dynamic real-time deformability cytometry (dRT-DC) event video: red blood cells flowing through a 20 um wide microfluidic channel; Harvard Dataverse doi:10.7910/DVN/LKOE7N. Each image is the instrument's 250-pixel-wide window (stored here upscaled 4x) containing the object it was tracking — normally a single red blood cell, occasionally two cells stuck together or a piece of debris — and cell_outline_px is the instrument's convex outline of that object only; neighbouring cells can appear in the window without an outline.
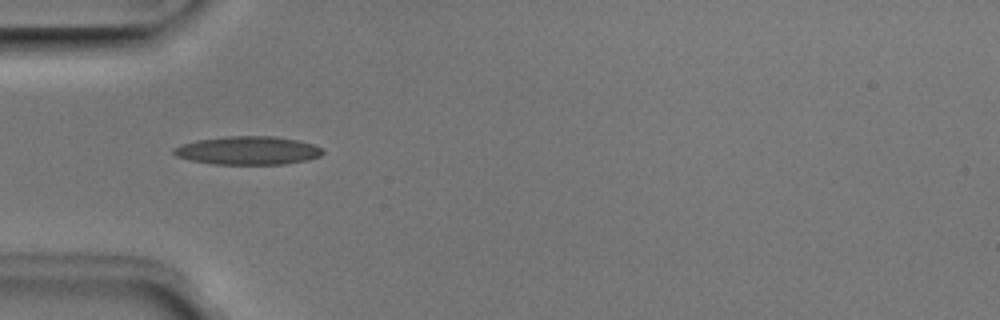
{"species": "Egyptian fruit bat (a non-hibernating species)", "species_latin": "Rousettus aegyptiacus", "temperature_condition": "room temperature", "stored_images_in_passage": 7, "camera_frame_rate_fps": 3000, "um_per_image_px": 0.085, "animal": {"sex": "male"}, "frame": {"image": 1, "passage_image": 4, "time_ms": 1.0, "image_size_px": [1000, 320], "cell_outline_px": [[324, 152], [320, 156], [308, 160], [284, 164], [212, 164], [192, 160], [176, 156], [172, 152], [172, 148], [196, 140], [224, 136], [276, 136], [296, 140], [312, 144], [320, 148]], "centroid_in_image_um": [21.06, 12.79], "position_along_channel_um": 63.9, "area_um2": 24.57}}
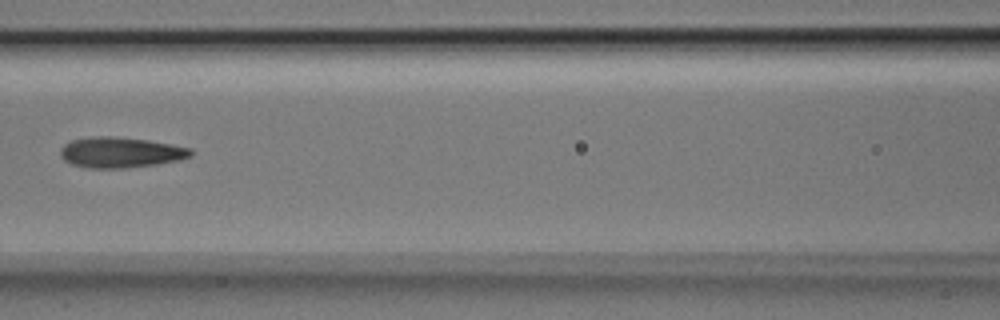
{"frame": {"image": 2, "passage_image": 6, "time_ms": 1.667, "image_size_px": [1000, 320], "cell_outline_px": [[192, 156], [180, 160], [156, 164], [124, 168], [88, 168], [72, 164], [64, 160], [60, 156], [60, 148], [64, 144], [72, 140], [92, 136], [108, 136], [148, 140], [192, 148]], "centroid_in_image_um": [10.23, 12.95], "position_along_channel_um": 156.4, "area_um2": 23.24}}
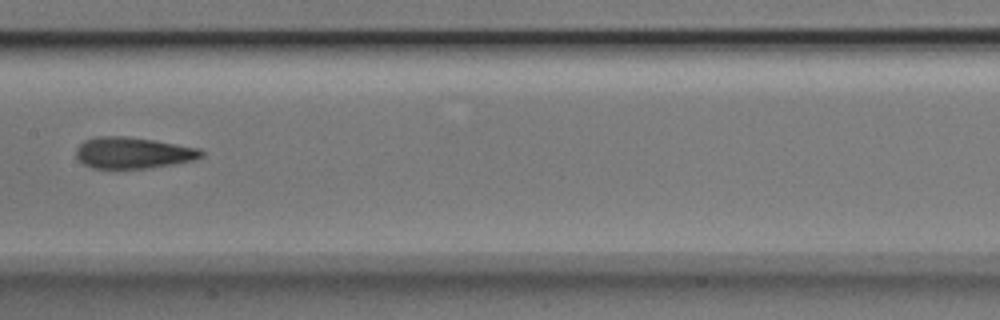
{"frame": {"image": 3, "passage_image": 7, "time_ms": 2.0, "image_size_px": [1000, 320], "cell_outline_px": [[204, 156], [196, 160], [148, 168], [92, 168], [84, 164], [76, 156], [76, 148], [84, 140], [96, 136], [128, 136], [156, 140], [200, 148], [204, 152]], "centroid_in_image_um": [11.34, 12.98], "position_along_channel_um": 196.1, "area_um2": 23.06}}